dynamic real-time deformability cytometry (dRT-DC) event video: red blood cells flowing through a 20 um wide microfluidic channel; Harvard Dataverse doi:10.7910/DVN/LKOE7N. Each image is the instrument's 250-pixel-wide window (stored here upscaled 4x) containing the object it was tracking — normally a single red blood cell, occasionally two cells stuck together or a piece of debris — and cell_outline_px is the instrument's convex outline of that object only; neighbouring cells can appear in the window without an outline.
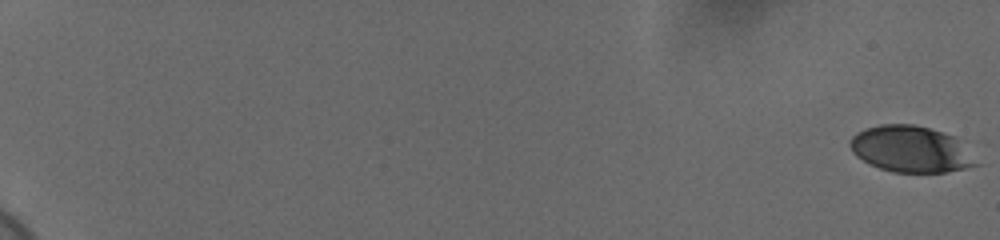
{"species": "human", "species_latin": "Homo sapiens", "temperature_condition": "cold", "stored_images_in_passage": 60, "camera_frame_rate_fps": 3000, "um_per_image_px": 0.085, "donor": {"sex": "female"}, "frame": {"image": 1, "passage_image": 1, "time_ms": 0.0, "image_size_px": [1000, 240], "cell_outline_px": [[984, 164], [948, 172], [892, 172], [880, 168], [856, 156], [852, 152], [848, 144], [848, 140], [856, 132], [864, 128], [880, 124], [912, 124], [944, 132], [956, 136]], "centroid_in_image_um": [77.48, 12.67], "position_along_channel_um": 7.5, "area_um2": 34.68}}
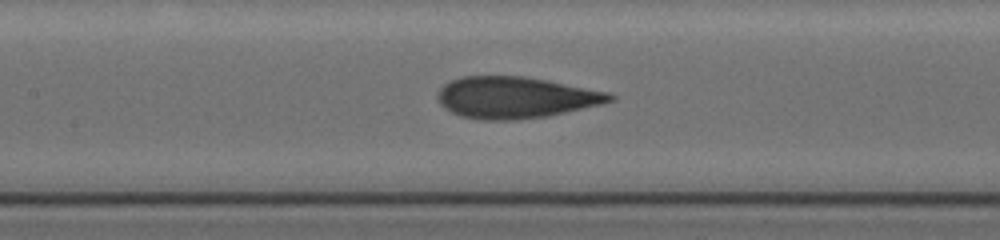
{"frame": {"image": 2, "passage_image": 33, "time_ms": 10.667, "image_size_px": [1000, 240], "cell_outline_px": [[616, 100], [600, 104], [548, 116], [516, 120], [480, 120], [460, 116], [444, 108], [440, 104], [436, 96], [440, 88], [444, 84], [460, 76], [524, 76], [608, 92], [616, 96]], "centroid_in_image_um": [43.78, 8.29], "position_along_channel_um": 163.6, "area_um2": 41.62}}
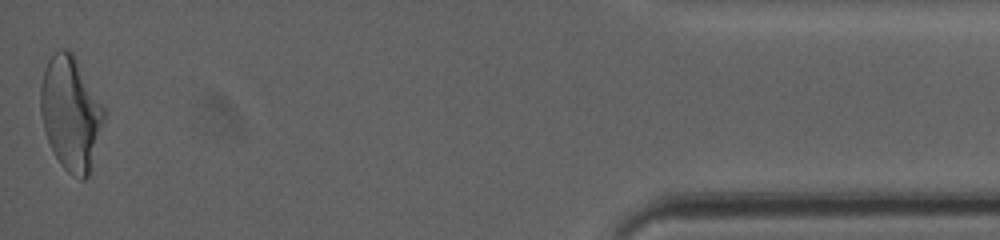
{"frame": {"image": 3, "passage_image": 60, "time_ms": 19.667, "image_size_px": [1000, 240], "cell_outline_px": [[104, 116], [88, 176], [84, 180], [80, 180], [72, 176], [60, 164], [48, 140], [44, 128], [40, 112], [40, 88], [44, 68], [48, 60], [56, 52], [64, 48], [68, 48], [72, 52], [104, 108]], "centroid_in_image_um": [5.98, 9.62], "position_along_channel_um": 429.2, "area_um2": 41.21}, "authors_computed_cell_mechanics": {"area_um2": 40.46, "velocity_mm_per_s": 3.684, "shape_relaxation_time_tau1_ms": 5.4894, "shape_relaxation_time_tau2_ms": 1.0903, "deformation_change_tau1": 0.1932, "deformation_change_tau2": 0.0951}}